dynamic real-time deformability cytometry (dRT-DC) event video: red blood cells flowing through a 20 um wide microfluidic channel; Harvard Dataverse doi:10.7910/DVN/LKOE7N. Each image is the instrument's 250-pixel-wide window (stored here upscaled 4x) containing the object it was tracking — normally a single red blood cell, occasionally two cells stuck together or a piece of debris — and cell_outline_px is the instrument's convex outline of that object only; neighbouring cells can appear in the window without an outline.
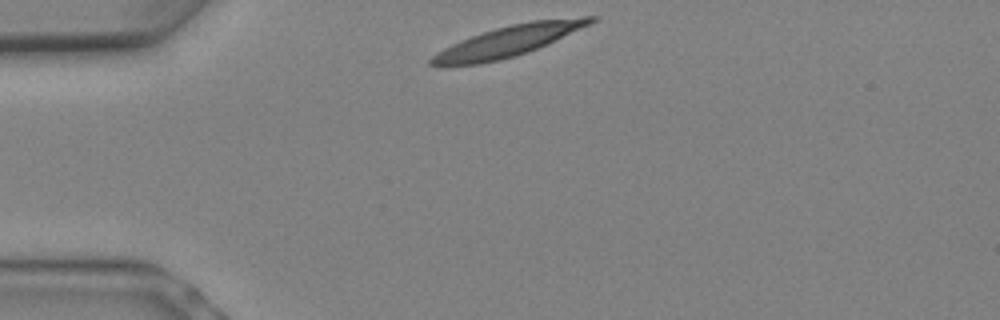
{"species": "Egyptian fruit bat (a non-hibernating species)", "species_latin": "Rousettus aegyptiacus", "temperature_condition": "warm", "stored_images_in_passage": 5, "camera_frame_rate_fps": 3000, "um_per_image_px": 0.085, "animal": {"sex": "female"}, "frame": {"image": 1, "passage_image": 1, "time_ms": 0.0, "image_size_px": [1000, 320], "cell_outline_px": [[596, 20], [588, 24], [528, 52], [516, 56], [500, 60], [480, 64], [428, 64], [428, 60], [436, 52], [460, 40], [496, 28], [512, 24], [532, 20], [584, 16], [596, 16]], "centroid_in_image_um": [43.18, 3.48], "position_along_channel_um": 41.8, "area_um2": 27.74}}
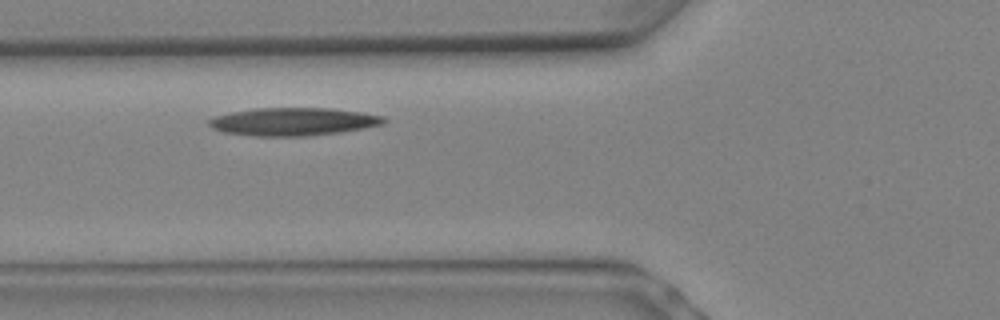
{"frame": {"image": 2, "passage_image": 4, "time_ms": 1.0, "image_size_px": [1000, 320], "cell_outline_px": [[384, 120], [380, 124], [364, 128], [340, 132], [304, 136], [252, 136], [224, 132], [212, 128], [208, 124], [208, 120], [216, 116], [232, 112], [256, 108], [332, 108], [360, 112], [384, 116]], "centroid_in_image_um": [24.88, 10.34], "position_along_channel_um": 100.9, "area_um2": 28.21}}